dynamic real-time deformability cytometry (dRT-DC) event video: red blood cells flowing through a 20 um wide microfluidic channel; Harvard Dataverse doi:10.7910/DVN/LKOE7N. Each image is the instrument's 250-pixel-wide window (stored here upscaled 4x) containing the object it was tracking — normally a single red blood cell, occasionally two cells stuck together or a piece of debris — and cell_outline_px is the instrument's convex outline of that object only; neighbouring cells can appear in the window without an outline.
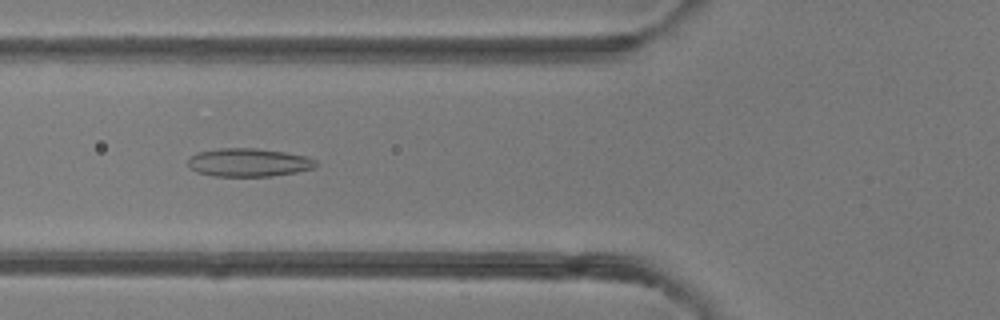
{"species": "common noctule bat (a hibernating species)", "species_latin": "Nyctalus noctula", "temperature_condition": "room temperature", "stored_images_in_passage": 47, "camera_frame_rate_fps": 3000, "um_per_image_px": 0.085, "animal": {"sex": "female"}, "frame": {"image": 1, "passage_image": 17, "time_ms": 5.333, "image_size_px": [1000, 320], "cell_outline_px": [[320, 164], [312, 168], [296, 172], [272, 176], [212, 176], [196, 172], [188, 168], [188, 160], [196, 152], [220, 148], [256, 148], [284, 152], [308, 156], [316, 160]], "centroid_in_image_um": [21.13, 13.81], "position_along_channel_um": 104.7, "area_um2": 21.27}}
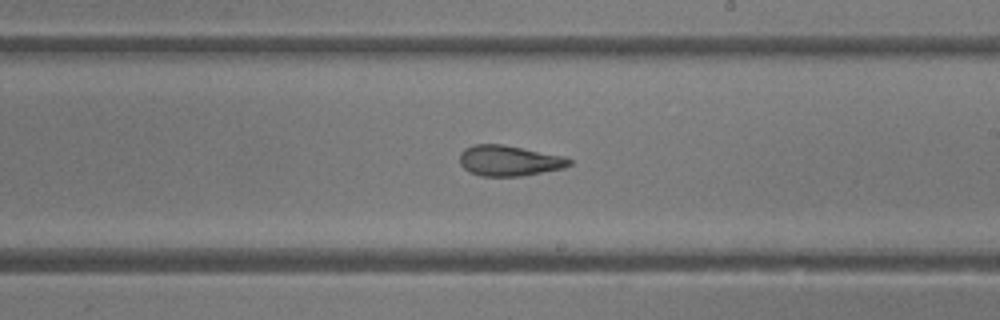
{"frame": {"image": 2, "passage_image": 27, "time_ms": 8.667, "image_size_px": [1000, 320], "cell_outline_px": [[572, 164], [564, 168], [520, 176], [480, 176], [468, 172], [460, 164], [460, 152], [464, 148], [472, 144], [504, 144], [564, 156], [572, 160]], "centroid_in_image_um": [43.25, 13.65], "position_along_channel_um": 245.7, "area_um2": 19.71}}
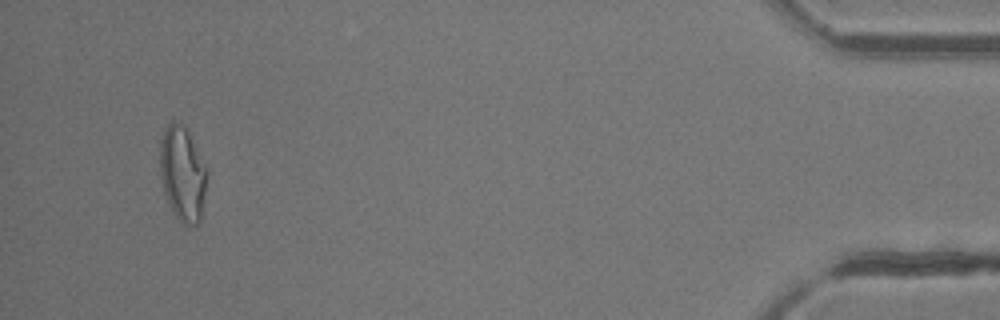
{"frame": {"image": 3, "passage_image": 45, "time_ms": 14.667, "image_size_px": [1000, 320], "cell_outline_px": [[208, 172], [200, 220], [196, 224], [188, 228], [172, 212], [164, 192], [160, 172], [160, 140], [164, 128], [172, 120], [184, 124], [188, 128]], "centroid_in_image_um": [15.51, 14.73], "position_along_channel_um": 419.7, "area_um2": 26.24}, "authors_computed_cell_mechanics": {"area_um2": 21.8484, "velocity_mm_per_s": 4.2226, "shape_relaxation_time_tau1_ms": null, "shape_relaxation_time_tau2_ms": 1.8363, "deformation_change_tau1": null, "deformation_change_tau2": 0.0962}}